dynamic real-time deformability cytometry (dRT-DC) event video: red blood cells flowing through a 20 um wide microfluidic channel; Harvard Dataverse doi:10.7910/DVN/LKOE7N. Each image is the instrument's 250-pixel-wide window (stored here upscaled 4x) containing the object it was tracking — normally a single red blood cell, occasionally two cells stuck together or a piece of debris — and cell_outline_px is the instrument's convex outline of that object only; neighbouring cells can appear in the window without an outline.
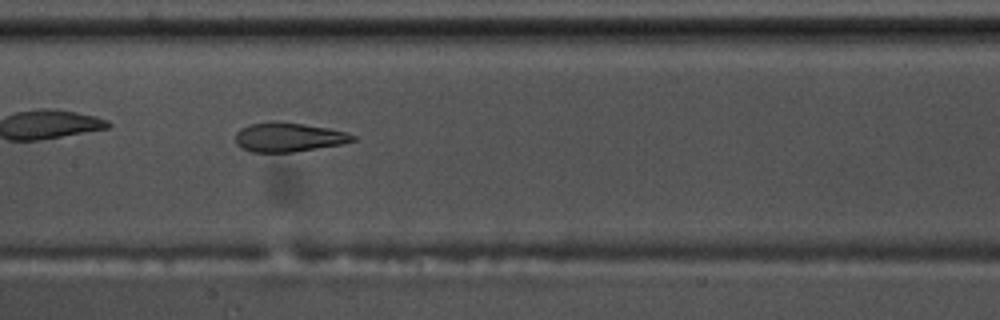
{"species": "common noctule bat (a hibernating species)", "species_latin": "Nyctalus noctula", "temperature_condition": "warm", "stored_images_in_passage": 40, "camera_frame_rate_fps": 3000, "um_per_image_px": 0.085, "animal": {"sex": "male", "body_mass_g": 17.5, "forearm_length_mm": 52.3}, "frame": {"image": 1, "passage_image": 12, "time_ms": 3.667, "image_size_px": [1000, 320], "cell_outline_px": [[356, 140], [340, 144], [292, 152], [252, 152], [240, 148], [236, 144], [236, 132], [240, 128], [252, 124], [272, 120], [304, 124], [328, 128], [348, 132], [356, 136]], "centroid_in_image_um": [24.5, 11.65], "position_along_channel_um": 182.9, "area_um2": 20.0}}
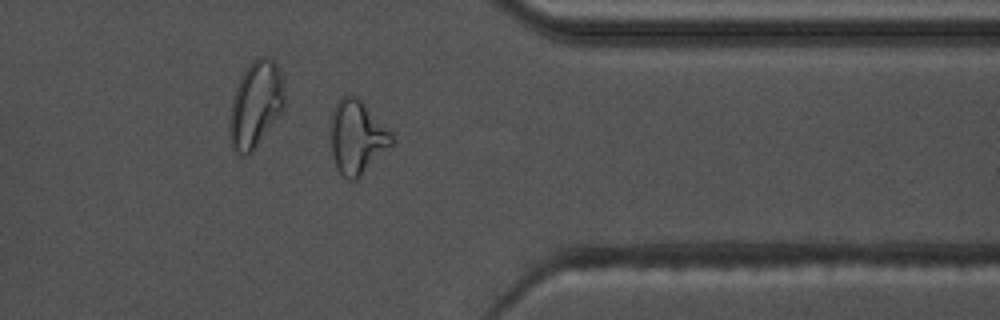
{"frame": {"image": 2, "passage_image": 29, "time_ms": 9.333, "image_size_px": [1000, 320], "cell_outline_px": [[392, 144], [356, 180], [348, 180], [336, 168], [332, 152], [332, 112], [336, 104], [344, 96], [356, 96], [392, 132]], "centroid_in_image_um": [30.35, 11.67], "position_along_channel_um": 381.1, "area_um2": 25.37}, "authors_computed_cell_mechanics": {"area_um2": 20.6924, "velocity_mm_per_s": 3.6454, "shape_relaxation_time_tau1_ms": null, "shape_relaxation_time_tau2_ms": 1.8377, "deformation_change_tau1": null, "deformation_change_tau2": 0.1097}}